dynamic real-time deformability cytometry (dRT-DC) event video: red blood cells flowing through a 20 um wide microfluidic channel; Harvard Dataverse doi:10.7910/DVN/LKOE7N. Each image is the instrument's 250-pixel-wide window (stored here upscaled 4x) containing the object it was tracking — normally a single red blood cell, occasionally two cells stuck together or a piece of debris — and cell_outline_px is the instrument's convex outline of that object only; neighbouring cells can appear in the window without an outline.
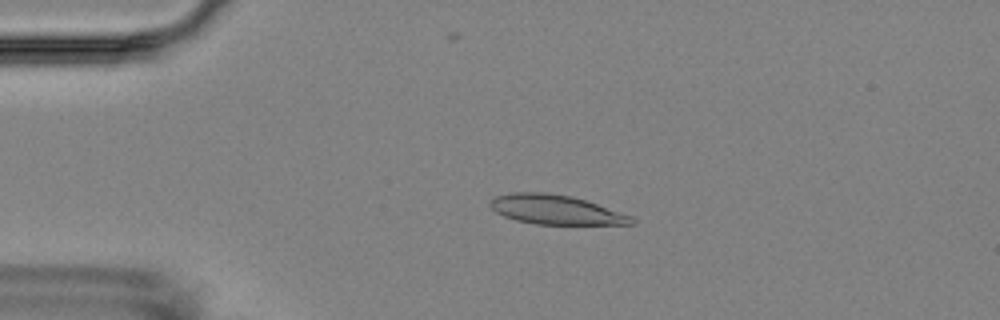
{"species": "Egyptian fruit bat (a non-hibernating species)", "species_latin": "Rousettus aegyptiacus", "temperature_condition": "room temperature", "stored_images_in_passage": 5, "camera_frame_rate_fps": 3000, "um_per_image_px": 0.085, "animal": {"sex": "female"}, "frame": {"image": 1, "passage_image": 3, "time_ms": 3.333, "image_size_px": [1000, 320], "cell_outline_px": [[636, 224], [536, 224], [516, 220], [504, 216], [496, 212], [488, 204], [488, 200], [492, 196], [512, 192], [548, 192], [572, 196], [632, 216], [636, 220]], "centroid_in_image_um": [47.17, 17.81], "position_along_channel_um": 37.8, "area_um2": 24.28}}